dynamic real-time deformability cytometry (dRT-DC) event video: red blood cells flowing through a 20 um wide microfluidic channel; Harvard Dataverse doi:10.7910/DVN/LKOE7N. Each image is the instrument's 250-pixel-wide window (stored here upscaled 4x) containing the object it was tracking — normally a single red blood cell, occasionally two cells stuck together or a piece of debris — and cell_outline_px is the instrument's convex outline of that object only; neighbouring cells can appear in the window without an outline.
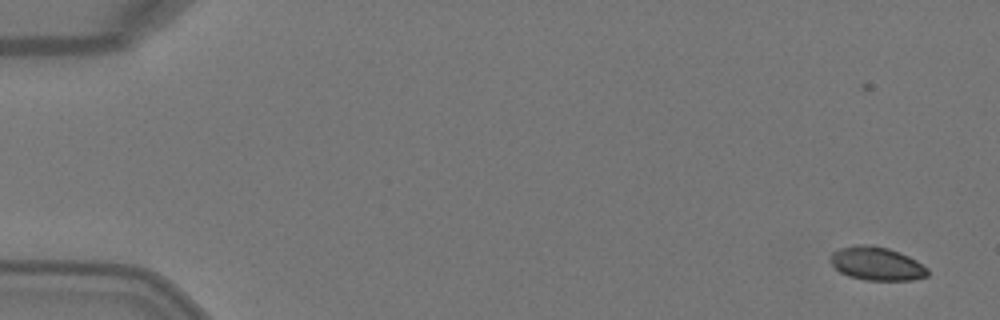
{"species": "Egyptian fruit bat (a non-hibernating species)", "species_latin": "Rousettus aegyptiacus", "temperature_condition": "warm", "stored_images_in_passage": 6, "camera_frame_rate_fps": 3000, "um_per_image_px": 0.085, "animal": {"sex": "female"}, "frame": {"image": 1, "passage_image": 1, "time_ms": 0.0, "image_size_px": [1000, 320], "cell_outline_px": [[928, 276], [912, 280], [864, 280], [848, 276], [840, 272], [828, 260], [828, 256], [832, 252], [840, 248], [856, 244], [872, 244], [888, 248], [900, 252], [916, 260], [928, 268]], "centroid_in_image_um": [74.49, 22.4], "position_along_channel_um": 10.5, "area_um2": 19.25}}
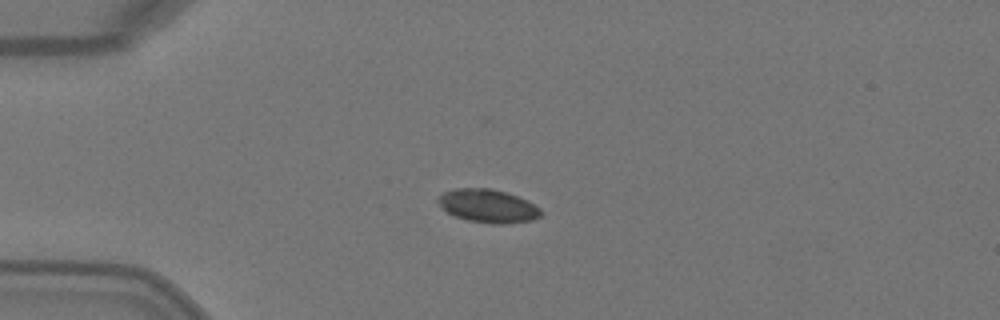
{"frame": {"image": 2, "passage_image": 4, "time_ms": 1.0, "image_size_px": [1000, 320], "cell_outline_px": [[544, 212], [540, 216], [532, 220], [504, 224], [492, 224], [468, 220], [456, 216], [448, 212], [436, 200], [440, 192], [456, 188], [492, 188], [528, 200], [540, 208]], "centroid_in_image_um": [41.48, 17.5], "position_along_channel_um": 43.5, "area_um2": 20.0}}
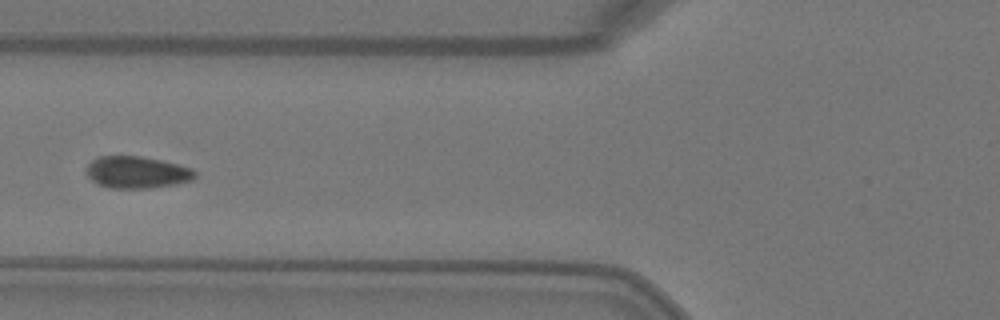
{"frame": {"image": 3, "passage_image": 6, "time_ms": 1.667, "image_size_px": [1000, 320], "cell_outline_px": [[196, 176], [192, 180], [176, 184], [148, 188], [108, 188], [96, 184], [88, 176], [84, 168], [96, 156], [140, 156], [160, 160], [192, 168], [196, 172]], "centroid_in_image_um": [11.59, 14.65], "position_along_channel_um": 114.2, "area_um2": 20.35}}